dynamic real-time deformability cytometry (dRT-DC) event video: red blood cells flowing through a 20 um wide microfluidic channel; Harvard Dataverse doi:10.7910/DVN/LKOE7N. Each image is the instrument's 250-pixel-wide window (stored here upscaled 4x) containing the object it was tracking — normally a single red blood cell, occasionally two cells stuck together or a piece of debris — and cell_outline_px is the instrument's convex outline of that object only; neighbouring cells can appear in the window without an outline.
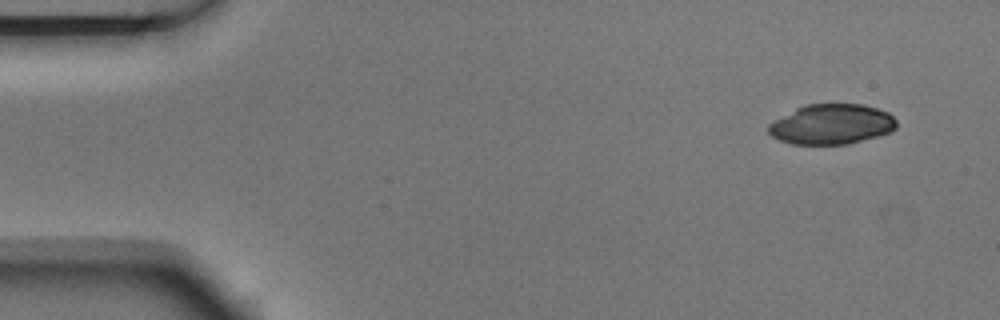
{"species": "Egyptian fruit bat (a non-hibernating species)", "species_latin": "Rousettus aegyptiacus", "temperature_condition": "room temperature", "stored_images_in_passage": 4, "camera_frame_rate_fps": 3000, "um_per_image_px": 0.085, "animal": {"sex": "male"}, "frame": {"image": 1, "passage_image": 1, "time_ms": 0.0, "image_size_px": [1000, 320], "cell_outline_px": [[896, 128], [892, 132], [848, 144], [792, 144], [780, 140], [772, 136], [768, 132], [768, 124], [796, 108], [804, 104], [864, 104], [888, 112], [896, 120]], "centroid_in_image_um": [70.7, 10.56], "position_along_channel_um": 14.3, "area_um2": 29.94}}
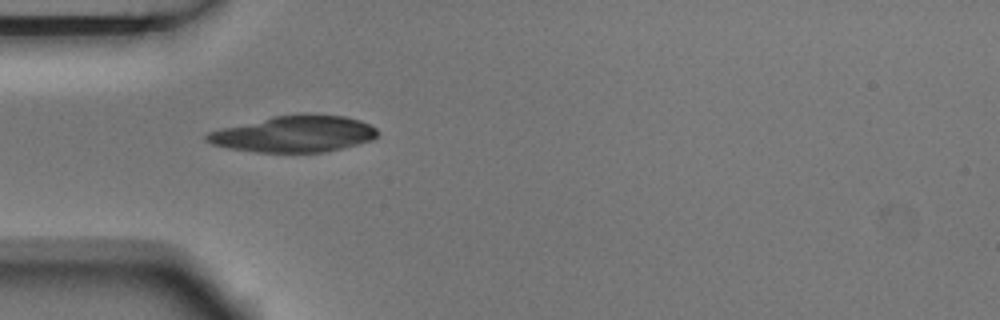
{"frame": {"image": 2, "passage_image": 4, "time_ms": 1.0, "image_size_px": [1000, 320], "cell_outline_px": [[380, 132], [372, 140], [324, 152], [256, 152], [228, 148], [212, 144], [204, 140], [204, 136], [208, 132], [272, 116], [300, 112], [304, 112], [344, 116], [360, 120], [376, 128]], "centroid_in_image_um": [25.01, 11.36], "position_along_channel_um": 60.0, "area_um2": 36.41}}